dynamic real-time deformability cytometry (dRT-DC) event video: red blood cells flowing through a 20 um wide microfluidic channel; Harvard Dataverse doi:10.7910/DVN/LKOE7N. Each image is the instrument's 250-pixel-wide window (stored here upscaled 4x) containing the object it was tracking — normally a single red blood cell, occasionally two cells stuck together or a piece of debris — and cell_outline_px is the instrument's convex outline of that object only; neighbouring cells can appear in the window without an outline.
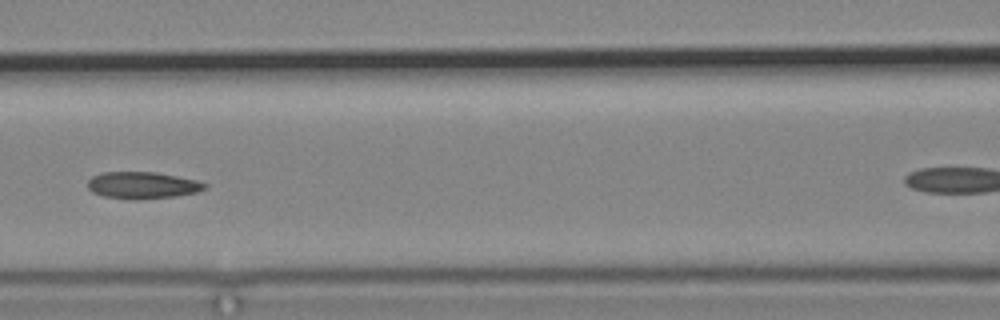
{"species": "common noctule bat (a hibernating species)", "species_latin": "Nyctalus noctula", "temperature_condition": "cold", "stored_images_in_passage": 6, "camera_frame_rate_fps": 3000, "um_per_image_px": 0.085, "animal": {"sex": "male", "body_mass_g": 19.2, "forearm_length_mm": 51.8}, "frame": {"image": 1, "passage_image": 4, "time_ms": 3.333, "image_size_px": [1000, 320], "cell_outline_px": [[208, 188], [196, 192], [176, 196], [140, 200], [128, 200], [104, 196], [92, 192], [88, 188], [88, 180], [92, 176], [104, 172], [156, 172], [196, 180], [208, 184]], "centroid_in_image_um": [12.11, 15.76], "position_along_channel_um": 154.5, "area_um2": 18.5}}
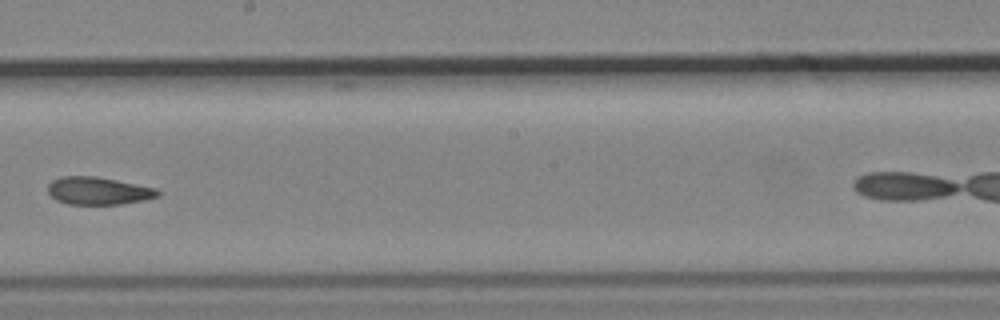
{"frame": {"image": 2, "passage_image": 6, "time_ms": 5.667, "image_size_px": [1000, 320], "cell_outline_px": [[160, 196], [144, 200], [120, 204], [68, 204], [56, 200], [48, 192], [48, 184], [52, 180], [60, 176], [96, 176], [156, 188], [160, 192]], "centroid_in_image_um": [8.34, 16.22], "position_along_channel_um": 239.9, "area_um2": 17.69}}